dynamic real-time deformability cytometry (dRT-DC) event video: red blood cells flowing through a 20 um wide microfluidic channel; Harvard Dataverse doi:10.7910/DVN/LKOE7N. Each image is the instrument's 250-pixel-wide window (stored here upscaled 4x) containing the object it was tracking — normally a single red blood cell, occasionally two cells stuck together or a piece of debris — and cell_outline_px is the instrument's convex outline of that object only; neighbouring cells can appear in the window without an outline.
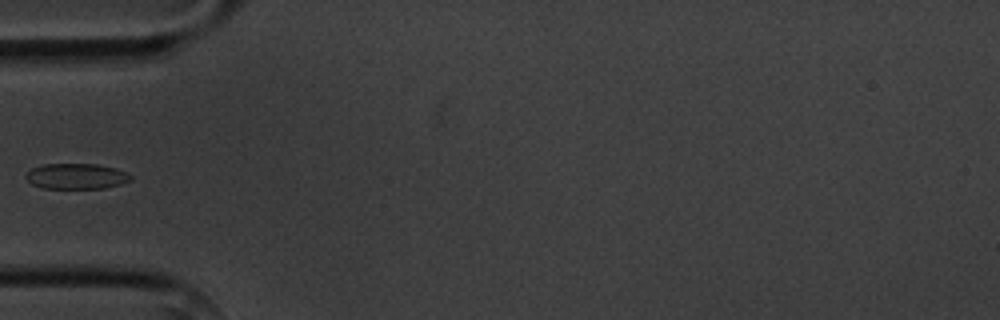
{"species": "common noctule bat (a hibernating species)", "species_latin": "Nyctalus noctula", "temperature_condition": "cold", "stored_images_in_passage": 5, "camera_frame_rate_fps": 3000, "um_per_image_px": 0.085, "animal": {"sex": "male", "body_mass_g": 20.1, "forearm_length_mm": 53.5}, "frame": {"image": 1, "passage_image": 5, "time_ms": 4.667, "image_size_px": [1000, 320], "cell_outline_px": [[132, 180], [120, 184], [104, 188], [40, 188], [32, 184], [24, 176], [32, 168], [44, 164], [96, 164], [116, 168], [132, 176]], "centroid_in_image_um": [6.48, 14.98], "position_along_channel_um": 78.5, "area_um2": 15.55}}